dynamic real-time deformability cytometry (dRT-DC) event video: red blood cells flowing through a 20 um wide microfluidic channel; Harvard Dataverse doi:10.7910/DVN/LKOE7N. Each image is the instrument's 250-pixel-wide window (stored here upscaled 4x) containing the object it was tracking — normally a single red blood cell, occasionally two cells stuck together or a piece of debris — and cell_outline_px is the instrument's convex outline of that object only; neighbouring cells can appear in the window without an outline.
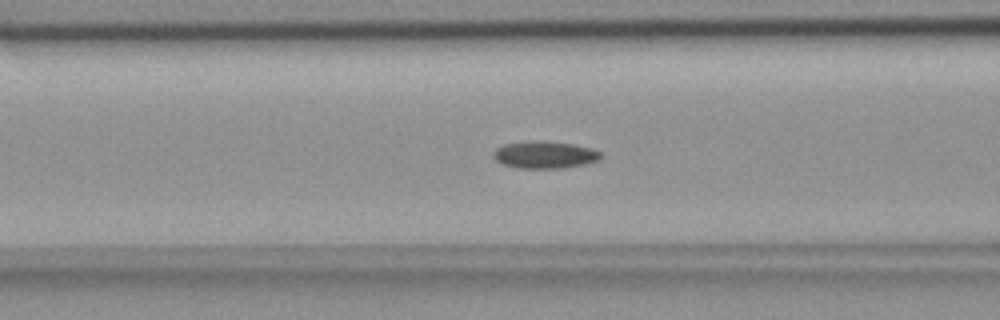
{"species": "common noctule bat (a hibernating species)", "species_latin": "Nyctalus noctula", "temperature_condition": "room temperature", "stored_images_in_passage": 44, "camera_frame_rate_fps": 3000, "um_per_image_px": 0.085, "animal": {"sex": "female", "body_mass_g": 18.4}, "frame": {"image": 1, "passage_image": 21, "time_ms": 6.667, "image_size_px": [1000, 320], "cell_outline_px": [[604, 156], [600, 160], [588, 164], [564, 168], [516, 168], [504, 164], [496, 160], [492, 156], [492, 152], [496, 148], [504, 144], [572, 144], [592, 148], [600, 152]], "centroid_in_image_um": [46.37, 13.23], "position_along_channel_um": 120.2, "area_um2": 16.24}}
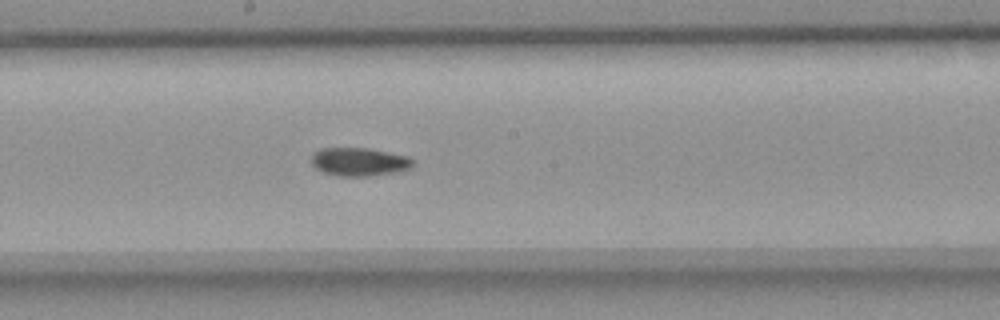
{"frame": {"image": 2, "passage_image": 29, "time_ms": 9.333, "image_size_px": [1000, 320], "cell_outline_px": [[412, 168], [400, 172], [368, 176], [340, 176], [324, 172], [316, 168], [312, 164], [312, 152], [320, 148], [368, 148], [408, 156], [412, 160]], "centroid_in_image_um": [30.54, 13.75], "position_along_channel_um": 217.7, "area_um2": 16.82}}
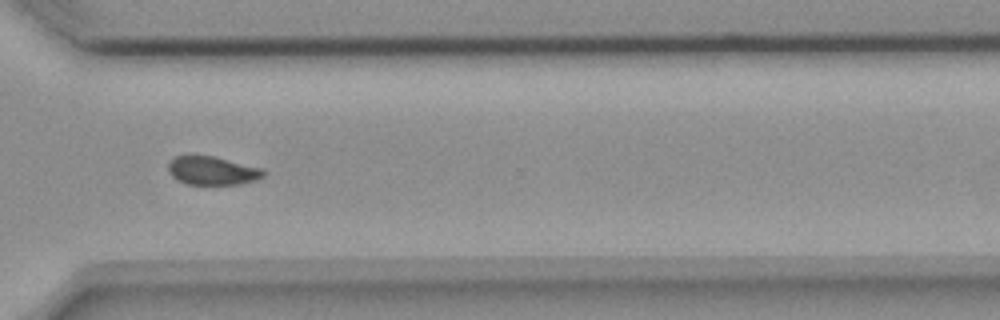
{"frame": {"image": 3, "passage_image": 40, "time_ms": 13.0, "image_size_px": [1000, 320], "cell_outline_px": [[268, 172], [264, 176], [256, 180], [240, 184], [188, 184], [176, 180], [168, 172], [168, 164], [176, 156], [212, 156], [264, 168]], "centroid_in_image_um": [18.09, 14.51], "position_along_channel_um": 352.5, "area_um2": 15.84}, "authors_computed_cell_mechanics": {"area_um2": 16.8198, "velocity_mm_per_s": 3.6656, "shape_relaxation_time_tau1_ms": 7.3065, "shape_relaxation_time_tau2_ms": 4.0804, "deformation_change_tau1": 0.1285, "deformation_change_tau2": 0.0772}}